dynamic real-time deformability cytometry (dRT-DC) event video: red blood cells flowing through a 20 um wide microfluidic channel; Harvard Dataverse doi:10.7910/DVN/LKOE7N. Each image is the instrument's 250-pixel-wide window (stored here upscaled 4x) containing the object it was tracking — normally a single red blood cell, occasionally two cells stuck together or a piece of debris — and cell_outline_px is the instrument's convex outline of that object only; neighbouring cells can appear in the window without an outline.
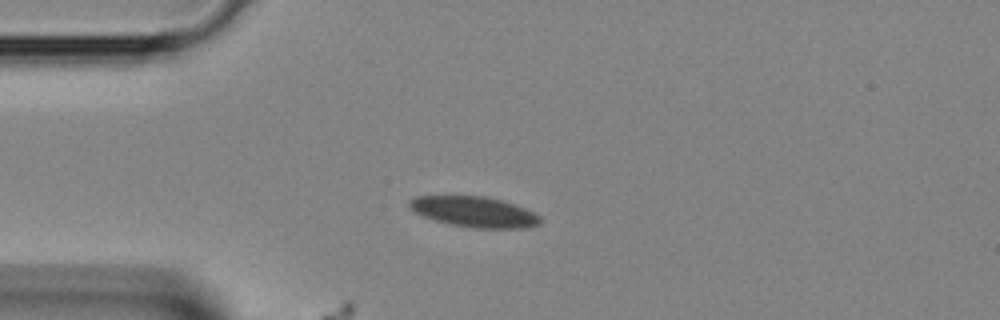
{"species": "Egyptian fruit bat (a non-hibernating species)", "species_latin": "Rousettus aegyptiacus", "temperature_condition": "room temperature", "stored_images_in_passage": 2, "camera_frame_rate_fps": 3000, "um_per_image_px": 0.085, "animal": {"sex": "female"}, "frame": {"image": 1, "passage_image": 1, "time_ms": 0.0, "image_size_px": [1000, 320], "cell_outline_px": [[544, 220], [540, 224], [528, 228], [472, 228], [448, 224], [424, 216], [408, 208], [408, 200], [416, 196], [484, 196], [500, 200], [524, 208], [540, 216]], "centroid_in_image_um": [40.31, 18.01], "position_along_channel_um": 44.7, "area_um2": 23.29}}
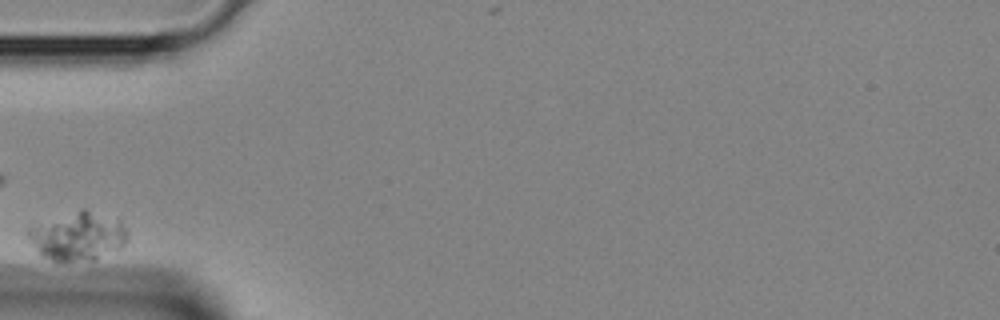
{"frame": {"image": 2, "passage_image": 2, "time_ms": 0.333, "image_size_px": [1000, 320], "cell_outline_px": [[128, 240], [120, 248], [96, 260], [52, 260], [40, 256], [24, 236], [24, 232], [28, 228], [80, 208], [84, 208], [120, 220], [128, 232]], "centroid_in_image_um": [6.59, 20.07], "position_along_channel_um": 78.4, "area_um2": 28.32}}